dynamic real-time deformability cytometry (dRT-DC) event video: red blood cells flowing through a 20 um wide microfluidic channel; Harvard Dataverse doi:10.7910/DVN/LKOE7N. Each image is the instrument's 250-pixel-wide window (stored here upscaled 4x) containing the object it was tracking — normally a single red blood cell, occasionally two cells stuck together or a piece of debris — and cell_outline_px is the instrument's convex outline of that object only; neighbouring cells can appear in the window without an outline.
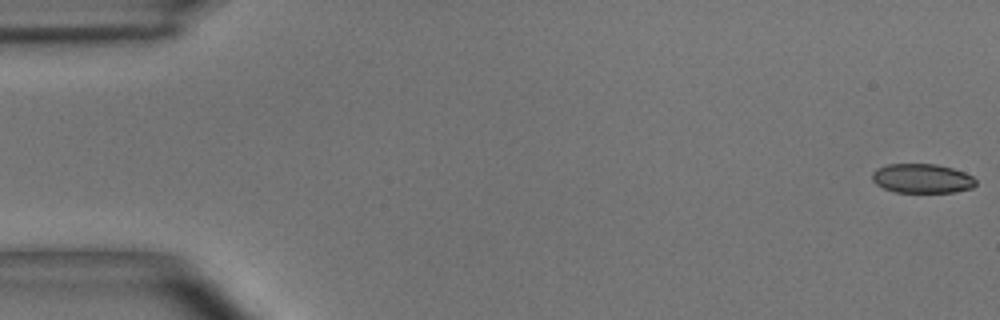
{"species": "common noctule bat (a hibernating species)", "species_latin": "Nyctalus noctula", "temperature_condition": "room temperature", "stored_images_in_passage": 55, "camera_frame_rate_fps": 3000, "um_per_image_px": 0.085, "animal": {"sex": "male", "body_mass_g": 15.6}, "frame": {"image": 1, "passage_image": 1, "time_ms": 0.0, "image_size_px": [1000, 320], "cell_outline_px": [[976, 184], [972, 188], [956, 192], [896, 192], [884, 188], [876, 184], [872, 180], [872, 172], [876, 168], [888, 164], [936, 164], [952, 168], [964, 172], [972, 176], [976, 180]], "centroid_in_image_um": [78.37, 15.16], "position_along_channel_um": 6.6, "area_um2": 17.74}}
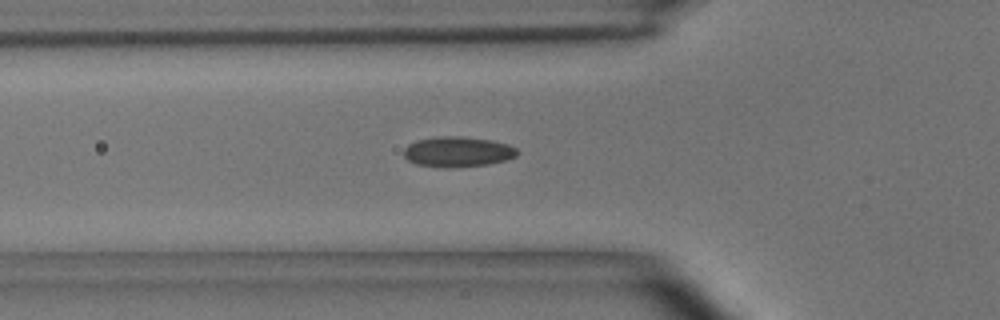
{"frame": {"image": 2, "passage_image": 19, "time_ms": 6.0, "image_size_px": [1000, 320], "cell_outline_px": [[520, 152], [516, 156], [504, 160], [488, 164], [448, 168], [440, 168], [416, 164], [408, 160], [404, 156], [404, 148], [408, 144], [416, 140], [436, 136], [460, 136], [492, 140], [508, 144], [516, 148]], "centroid_in_image_um": [38.88, 12.9], "position_along_channel_um": 86.9, "area_um2": 20.23}}
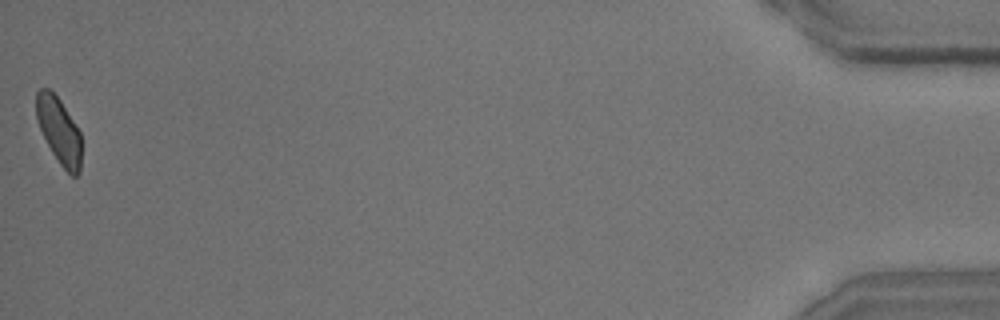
{"frame": {"image": 3, "passage_image": 55, "time_ms": 18.0, "image_size_px": [1000, 320], "cell_outline_px": [[80, 172], [76, 176], [72, 176], [60, 164], [52, 152], [40, 128], [36, 116], [36, 92], [40, 88], [48, 88], [60, 100], [80, 132]], "centroid_in_image_um": [5.01, 11.09], "position_along_channel_um": 430.2, "area_um2": 17.05}, "authors_computed_cell_mechanics": {"area_um2": 18.785, "velocity_mm_per_s": 3.6389, "shape_relaxation_time_tau1_ms": 7.3719, "shape_relaxation_time_tau2_ms": 1.7488, "deformation_change_tau1": 0.1445, "deformation_change_tau2": 0.0711}}